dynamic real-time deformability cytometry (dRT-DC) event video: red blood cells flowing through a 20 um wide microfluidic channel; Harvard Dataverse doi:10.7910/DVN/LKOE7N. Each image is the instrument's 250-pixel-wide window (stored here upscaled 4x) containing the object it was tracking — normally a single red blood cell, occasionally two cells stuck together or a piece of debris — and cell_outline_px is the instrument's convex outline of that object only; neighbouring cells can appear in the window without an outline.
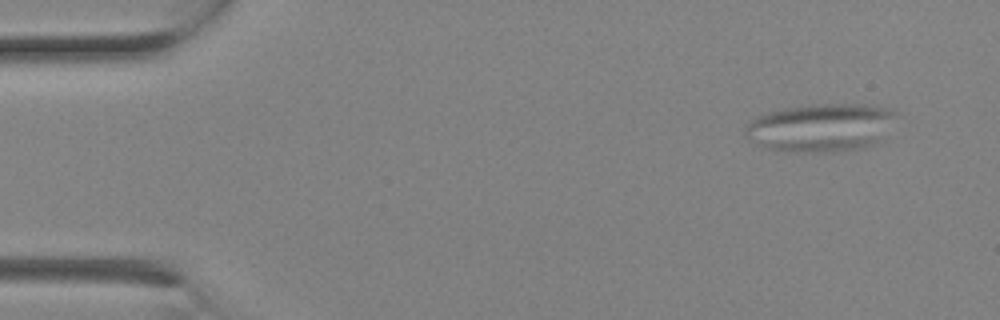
{"species": "Egyptian fruit bat (a non-hibernating species)", "species_latin": "Rousettus aegyptiacus", "temperature_condition": "room temperature", "stored_images_in_passage": 2, "camera_frame_rate_fps": 3000, "um_per_image_px": 0.085, "animal": {"sex": "female"}, "frame": {"image": 1, "passage_image": 2, "time_ms": 0.333, "image_size_px": [1000, 320], "cell_outline_px": [[896, 112], [880, 140], [864, 148], [836, 152], [784, 152], [764, 148], [748, 140], [744, 132], [744, 128], [748, 120], [764, 112], [784, 108], [812, 104], [872, 104], [888, 108]], "centroid_in_image_um": [69.66, 10.85], "position_along_channel_um": 15.3, "area_um2": 42.89}}